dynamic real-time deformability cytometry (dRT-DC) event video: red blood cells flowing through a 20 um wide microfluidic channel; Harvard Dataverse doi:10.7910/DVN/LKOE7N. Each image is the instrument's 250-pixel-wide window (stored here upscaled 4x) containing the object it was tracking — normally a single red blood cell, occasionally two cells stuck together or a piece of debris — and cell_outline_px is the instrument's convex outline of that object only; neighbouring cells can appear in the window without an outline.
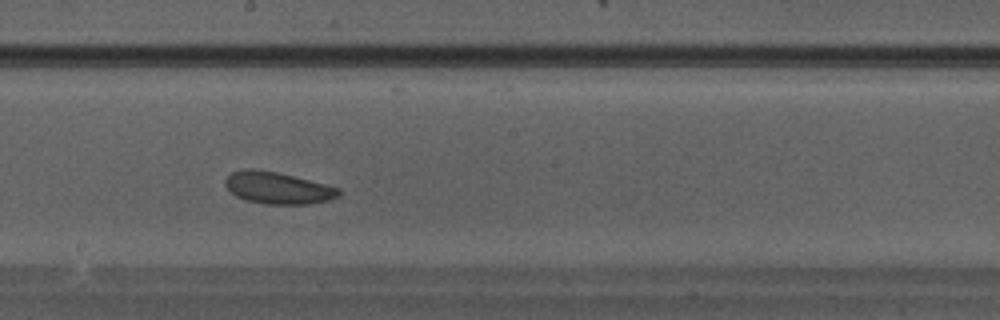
{"species": "Egyptian fruit bat (a non-hibernating species)", "species_latin": "Rousettus aegyptiacus", "temperature_condition": "warm", "stored_images_in_passage": 27, "camera_frame_rate_fps": 3000, "um_per_image_px": 0.085, "animal": {"sex": "male"}, "frame": {"image": 1, "passage_image": 12, "time_ms": 3.667, "image_size_px": [1000, 320], "cell_outline_px": [[340, 196], [328, 200], [308, 204], [264, 204], [244, 200], [236, 196], [224, 184], [224, 180], [232, 172], [240, 168], [252, 168], [276, 172], [340, 188]], "centroid_in_image_um": [23.57, 15.97], "position_along_channel_um": 224.6, "area_um2": 21.04}}
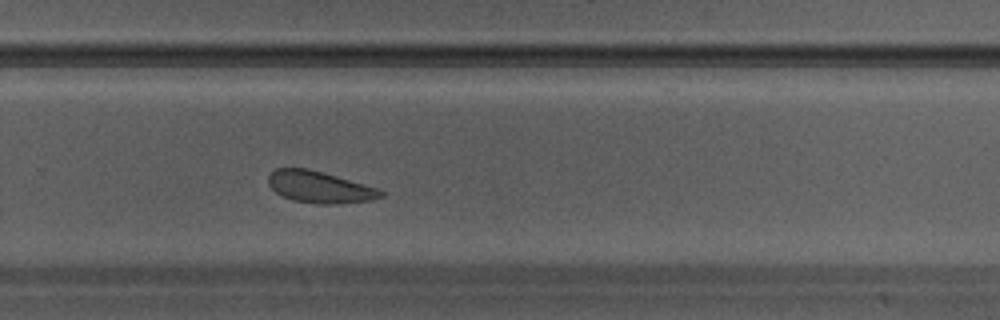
{"frame": {"image": 2, "passage_image": 16, "time_ms": 5.0, "image_size_px": [1000, 320], "cell_outline_px": [[384, 196], [372, 200], [336, 204], [320, 204], [292, 200], [276, 192], [268, 184], [268, 176], [276, 168], [308, 168], [336, 176], [376, 188], [384, 192]], "centroid_in_image_um": [27.15, 15.9], "position_along_channel_um": 302.6, "area_um2": 20.52}}